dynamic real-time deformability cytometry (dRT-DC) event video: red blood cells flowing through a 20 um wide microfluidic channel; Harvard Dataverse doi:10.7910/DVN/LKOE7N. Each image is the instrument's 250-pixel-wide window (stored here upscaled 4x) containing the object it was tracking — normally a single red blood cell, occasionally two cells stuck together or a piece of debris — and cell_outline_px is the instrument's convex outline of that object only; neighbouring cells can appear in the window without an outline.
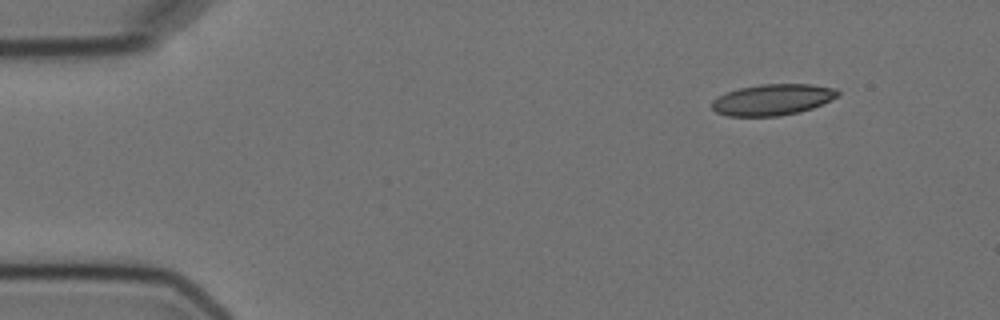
{"species": "Egyptian fruit bat (a non-hibernating species)", "species_latin": "Rousettus aegyptiacus", "temperature_condition": "cold", "stored_images_in_passage": 5, "camera_frame_rate_fps": 3000, "um_per_image_px": 0.085, "animal": {"sex": "female"}, "frame": {"image": 1, "passage_image": 1, "time_ms": 0.0, "image_size_px": [1000, 320], "cell_outline_px": [[840, 96], [812, 108], [800, 112], [776, 116], [728, 116], [716, 112], [712, 108], [712, 100], [728, 92], [740, 88], [760, 84], [812, 84], [836, 88], [840, 92]], "centroid_in_image_um": [65.71, 8.47], "position_along_channel_um": 19.3, "area_um2": 22.83}}
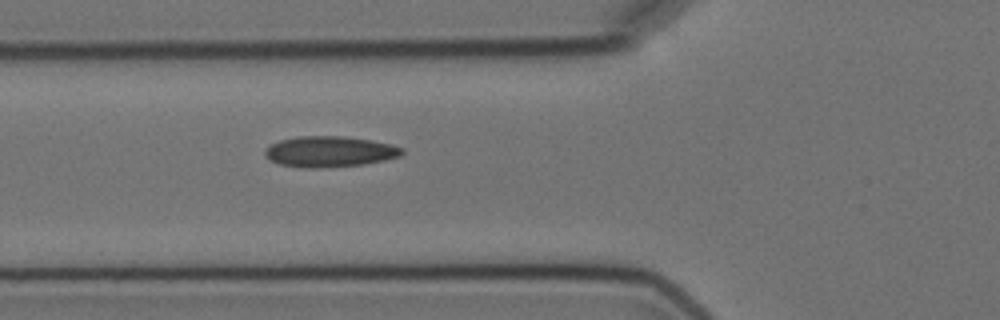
{"frame": {"image": 2, "passage_image": 5, "time_ms": 4.667, "image_size_px": [1000, 320], "cell_outline_px": [[404, 152], [400, 156], [384, 160], [364, 164], [320, 168], [300, 168], [280, 164], [268, 160], [264, 156], [264, 148], [280, 140], [296, 136], [344, 136], [372, 140], [392, 144], [404, 148]], "centroid_in_image_um": [27.99, 12.89], "position_along_channel_um": 97.8, "area_um2": 24.91}}